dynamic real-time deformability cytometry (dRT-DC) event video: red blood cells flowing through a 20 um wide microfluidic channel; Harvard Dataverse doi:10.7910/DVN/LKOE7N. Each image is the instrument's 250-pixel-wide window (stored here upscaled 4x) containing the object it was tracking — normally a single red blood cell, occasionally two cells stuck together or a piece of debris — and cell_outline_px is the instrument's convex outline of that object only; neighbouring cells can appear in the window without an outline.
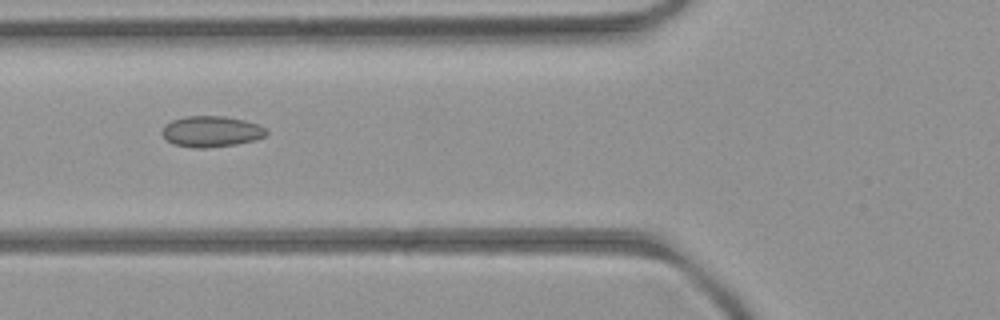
{"species": "common noctule bat (a hibernating species)", "species_latin": "Nyctalus noctula", "temperature_condition": "room temperature", "stored_images_in_passage": 5, "camera_frame_rate_fps": 3000, "um_per_image_px": 0.085, "animal": {"sex": "female", "body_mass_g": 21.9}, "frame": {"image": 1, "passage_image": 3, "time_ms": 2.333, "image_size_px": [1000, 320], "cell_outline_px": [[268, 132], [264, 136], [256, 140], [236, 144], [204, 148], [192, 148], [172, 144], [160, 132], [164, 124], [172, 120], [188, 116], [224, 116], [244, 120], [256, 124], [264, 128]], "centroid_in_image_um": [17.92, 11.18], "position_along_channel_um": 107.9, "area_um2": 18.79}}
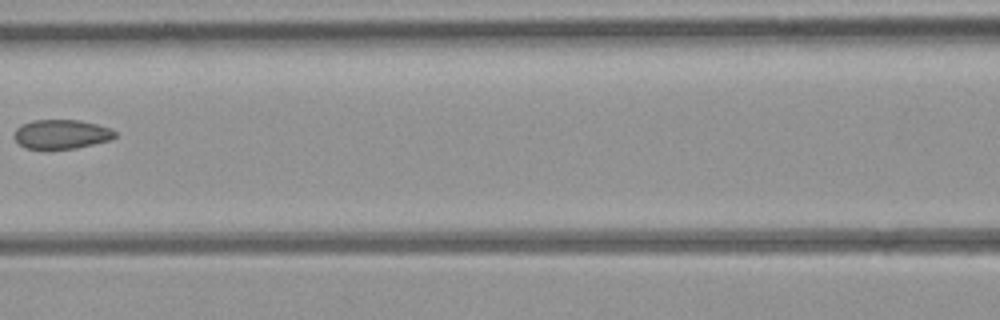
{"frame": {"image": 2, "passage_image": 4, "time_ms": 3.667, "image_size_px": [1000, 320], "cell_outline_px": [[116, 136], [112, 140], [76, 148], [24, 148], [12, 136], [16, 128], [32, 120], [80, 120], [112, 128], [116, 132]], "centroid_in_image_um": [5.25, 11.4], "position_along_channel_um": 161.4, "area_um2": 17.17}}
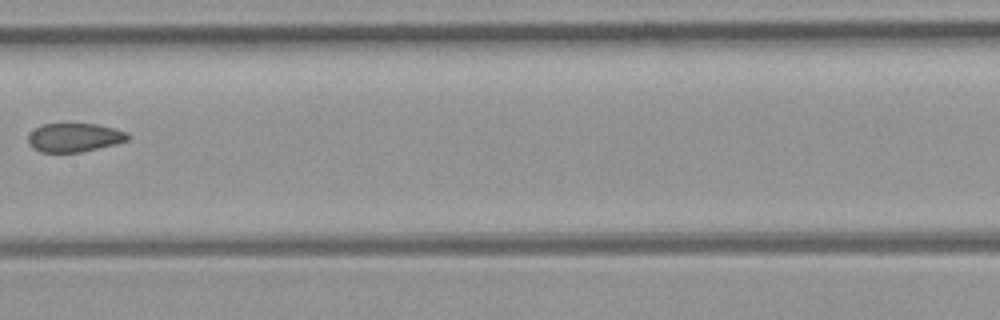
{"frame": {"image": 3, "passage_image": 5, "time_ms": 4.667, "image_size_px": [1000, 320], "cell_outline_px": [[132, 136], [128, 140], [116, 144], [80, 152], [40, 152], [32, 148], [28, 144], [28, 136], [40, 124], [96, 124], [128, 132]], "centroid_in_image_um": [6.33, 11.69], "position_along_channel_um": 201.1, "area_um2": 16.7}}